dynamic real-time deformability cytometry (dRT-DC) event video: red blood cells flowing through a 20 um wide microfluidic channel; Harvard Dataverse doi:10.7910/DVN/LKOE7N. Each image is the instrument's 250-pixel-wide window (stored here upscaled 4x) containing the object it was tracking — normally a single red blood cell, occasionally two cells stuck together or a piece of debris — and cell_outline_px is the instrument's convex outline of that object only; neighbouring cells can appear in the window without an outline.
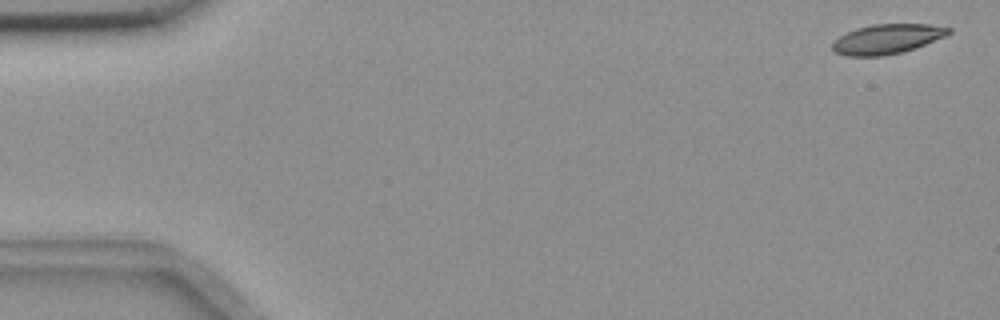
{"species": "common noctule bat (a hibernating species)", "species_latin": "Nyctalus noctula", "temperature_condition": "room temperature", "stored_images_in_passage": 56, "camera_frame_rate_fps": 3000, "um_per_image_px": 0.085, "animal": {"sex": "female", "body_mass_g": 18.4}, "frame": {"image": 1, "passage_image": 2, "time_ms": 0.333, "image_size_px": [1000, 320], "cell_outline_px": [[952, 32], [944, 36], [916, 48], [884, 56], [848, 56], [832, 52], [832, 44], [840, 36], [856, 28], [872, 24], [928, 24], [952, 28]], "centroid_in_image_um": [75.39, 3.32], "position_along_channel_um": 9.6, "area_um2": 20.06}}
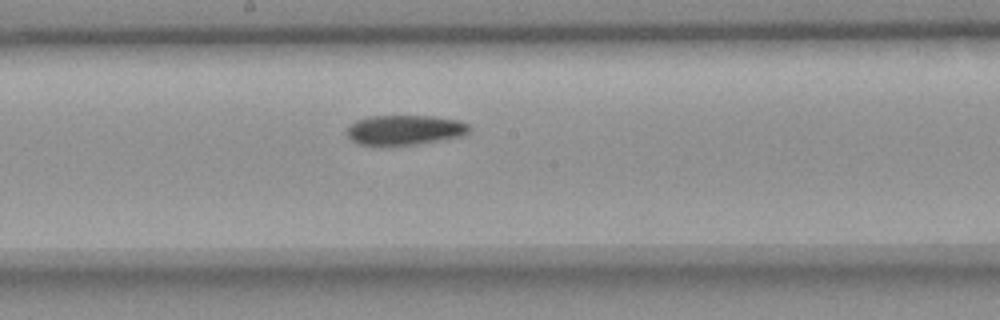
{"frame": {"image": 2, "passage_image": 30, "time_ms": 9.667, "image_size_px": [1000, 320], "cell_outline_px": [[472, 128], [468, 132], [460, 136], [444, 140], [416, 144], [360, 144], [352, 140], [348, 136], [348, 128], [356, 120], [368, 116], [432, 116], [460, 120], [468, 124]], "centroid_in_image_um": [34.46, 11.03], "position_along_channel_um": 213.7, "area_um2": 21.04}}
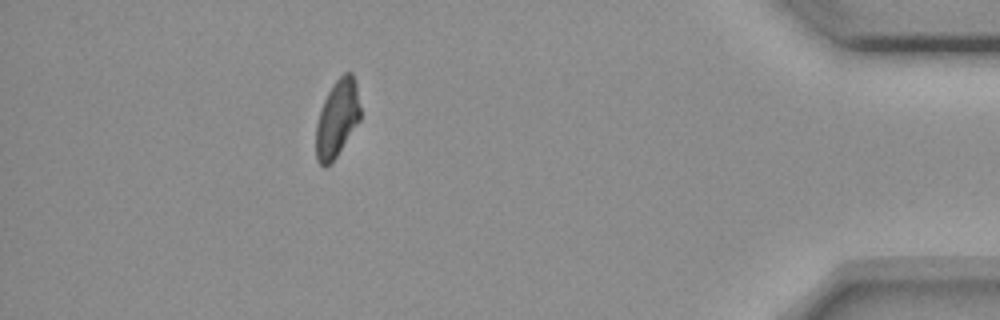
{"frame": {"image": 3, "passage_image": 50, "time_ms": 16.333, "image_size_px": [1000, 320], "cell_outline_px": [[360, 120], [336, 156], [324, 168], [316, 160], [316, 124], [324, 100], [332, 84], [344, 72], [352, 72], [356, 80], [360, 108]], "centroid_in_image_um": [28.66, 10.04], "position_along_channel_um": 406.5, "area_um2": 19.83}, "authors_computed_cell_mechanics": {"area_um2": 21.1259, "velocity_mm_per_s": 3.6458, "shape_relaxation_time_tau1_ms": 9.277, "shape_relaxation_time_tau2_ms": null, "deformation_change_tau1": 0.164, "deformation_change_tau2": null}}